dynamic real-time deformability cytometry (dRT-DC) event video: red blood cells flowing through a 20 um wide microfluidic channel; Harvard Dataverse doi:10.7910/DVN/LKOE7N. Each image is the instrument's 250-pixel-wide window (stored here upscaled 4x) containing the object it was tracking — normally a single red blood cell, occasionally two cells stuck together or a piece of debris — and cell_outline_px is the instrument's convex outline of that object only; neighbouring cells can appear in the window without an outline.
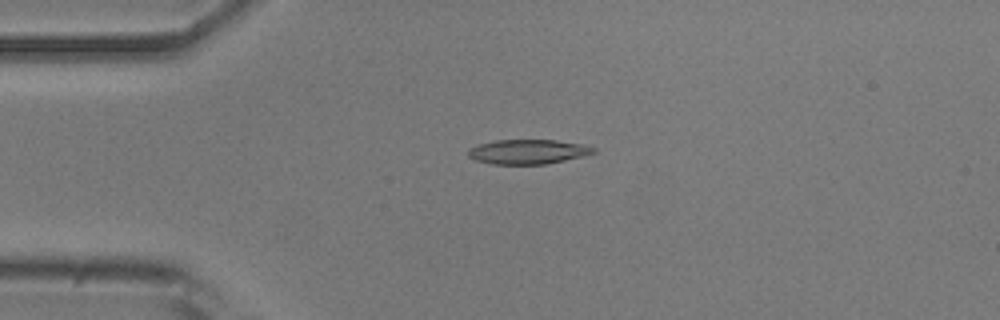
{"species": "common noctule bat (a hibernating species)", "species_latin": "Nyctalus noctula", "temperature_condition": "room temperature", "stored_images_in_passage": 38, "camera_frame_rate_fps": 3000, "um_per_image_px": 0.085, "animal": {"sex": "male", "body_mass_g": 20.5, "forearm_length_mm": 52.5}, "frame": {"image": 1, "passage_image": 4, "time_ms": 1.0, "image_size_px": [1000, 320], "cell_outline_px": [[596, 152], [564, 160], [544, 164], [492, 164], [476, 160], [468, 156], [468, 148], [480, 144], [496, 140], [556, 140], [580, 144], [596, 148]], "centroid_in_image_um": [44.83, 12.89], "position_along_channel_um": 40.2, "area_um2": 17.69}}
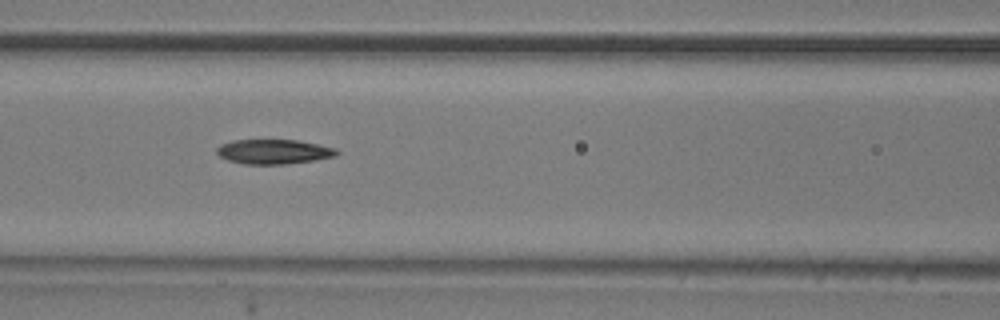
{"frame": {"image": 2, "passage_image": 14, "time_ms": 4.333, "image_size_px": [1000, 320], "cell_outline_px": [[340, 152], [336, 156], [316, 160], [284, 164], [244, 164], [228, 160], [220, 156], [216, 152], [216, 148], [220, 144], [232, 140], [296, 140], [336, 148]], "centroid_in_image_um": [23.26, 12.89], "position_along_channel_um": 143.3, "area_um2": 17.22}}
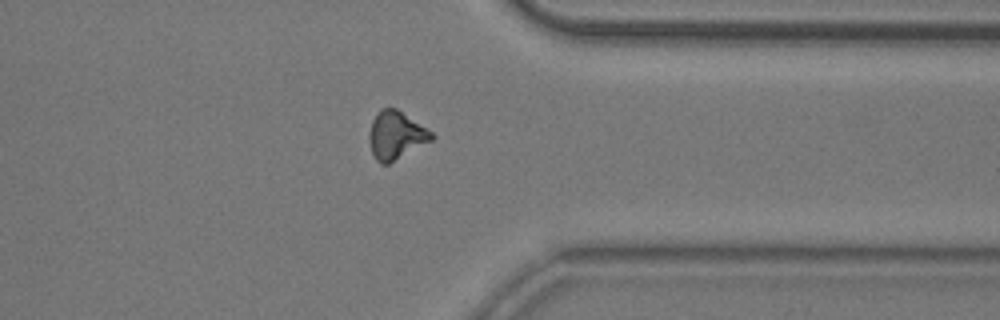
{"frame": {"image": 3, "passage_image": 33, "time_ms": 10.667, "image_size_px": [1000, 320], "cell_outline_px": [[436, 136], [432, 140], [388, 164], [380, 164], [376, 160], [372, 152], [368, 140], [368, 132], [372, 120], [376, 112], [380, 108], [396, 108], [432, 132]], "centroid_in_image_um": [33.62, 11.49], "position_along_channel_um": 377.8, "area_um2": 17.46}, "authors_computed_cell_mechanics": {"area_um2": 17.5423, "velocity_mm_per_s": 3.8021, "shape_relaxation_time_tau1_ms": 5.1695, "shape_relaxation_time_tau2_ms": 7.4542, "deformation_change_tau1": 0.1545, "deformation_change_tau2": 0.1792}}